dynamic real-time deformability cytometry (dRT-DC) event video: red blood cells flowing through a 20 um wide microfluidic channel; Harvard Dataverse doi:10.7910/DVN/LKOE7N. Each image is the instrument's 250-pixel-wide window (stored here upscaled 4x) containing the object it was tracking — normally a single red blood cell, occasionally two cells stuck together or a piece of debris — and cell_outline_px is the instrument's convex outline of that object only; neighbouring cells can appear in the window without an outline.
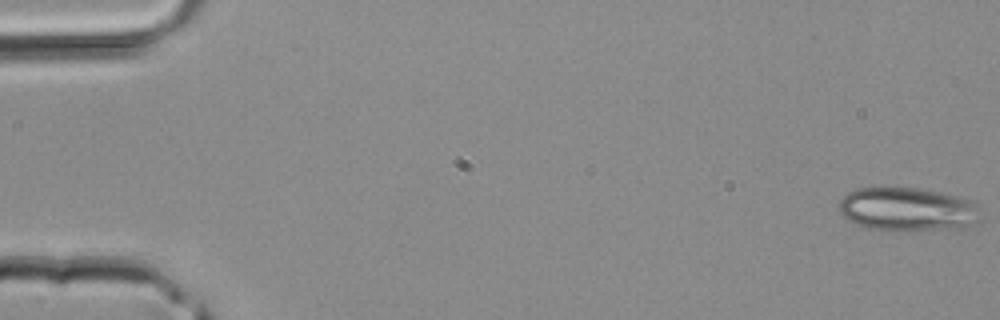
{"species": "common noctule bat (a hibernating species)", "species_latin": "Nyctalus noctula", "temperature_condition": "room temperature", "stored_images_in_passage": 42, "camera_frame_rate_fps": 3000, "um_per_image_px": 0.085, "animal": {"sex": "male", "body_mass_g": 20.4}, "frame": {"image": 1, "passage_image": 1, "time_ms": 0.0, "image_size_px": [1000, 320], "cell_outline_px": [[980, 208], [976, 220], [964, 228], [868, 228], [856, 224], [848, 220], [840, 212], [840, 200], [848, 192], [856, 188], [916, 188], [940, 192], [972, 200]], "centroid_in_image_um": [77.12, 17.74], "position_along_channel_um": 7.9, "area_um2": 34.8}}
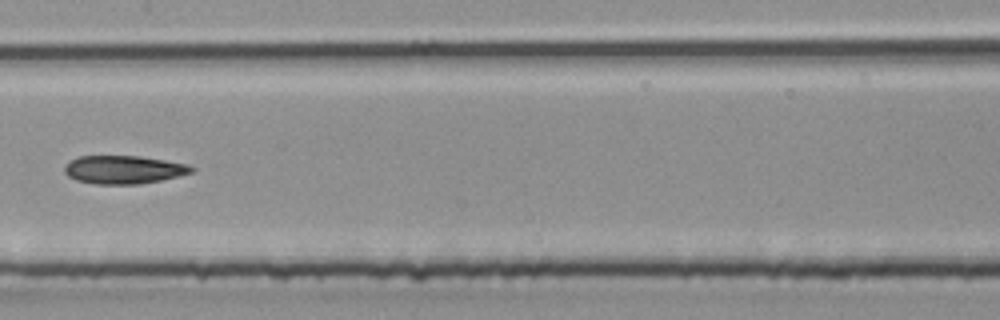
{"frame": {"image": 2, "passage_image": 22, "time_ms": 7.0, "image_size_px": [1000, 320], "cell_outline_px": [[196, 172], [160, 180], [140, 184], [96, 184], [76, 180], [68, 176], [64, 172], [64, 168], [72, 160], [80, 156], [140, 156], [188, 164], [196, 168]], "centroid_in_image_um": [10.56, 14.42], "position_along_channel_um": 196.8, "area_um2": 20.87}}
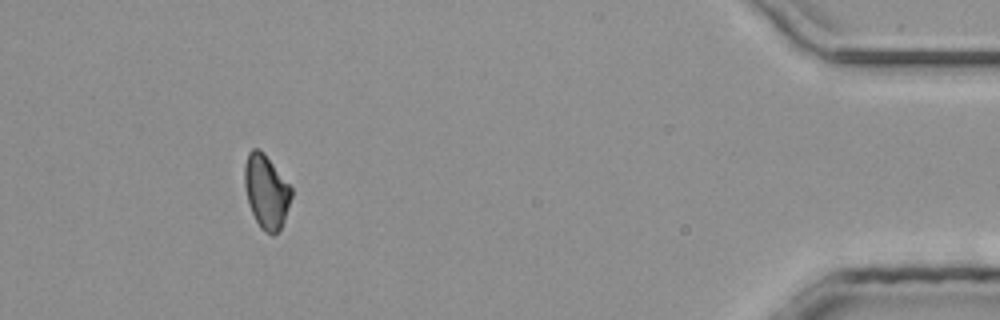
{"frame": {"image": 3, "passage_image": 39, "time_ms": 12.667, "image_size_px": [1000, 320], "cell_outline_px": [[292, 196], [284, 220], [280, 228], [272, 236], [260, 228], [248, 204], [244, 184], [244, 164], [248, 152], [252, 148], [260, 148], [264, 152], [292, 188]], "centroid_in_image_um": [22.61, 16.25], "position_along_channel_um": 412.6, "area_um2": 20.17}}